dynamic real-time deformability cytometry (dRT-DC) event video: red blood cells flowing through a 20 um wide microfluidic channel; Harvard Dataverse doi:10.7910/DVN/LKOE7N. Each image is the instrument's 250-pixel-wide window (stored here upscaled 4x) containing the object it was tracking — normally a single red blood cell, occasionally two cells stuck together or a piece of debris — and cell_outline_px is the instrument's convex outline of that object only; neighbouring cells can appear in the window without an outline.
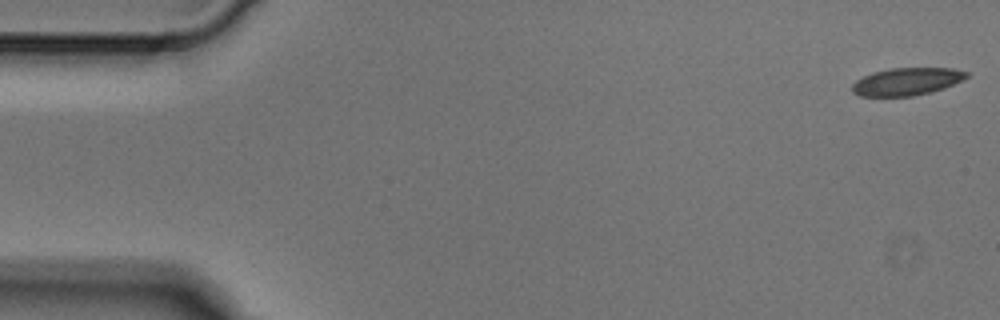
{"species": "Egyptian fruit bat (a non-hibernating species)", "species_latin": "Rousettus aegyptiacus", "temperature_condition": "cold", "stored_images_in_passage": 5, "camera_frame_rate_fps": 3000, "um_per_image_px": 0.085, "animal": {"sex": "male"}, "frame": {"image": 1, "passage_image": 1, "time_ms": 0.0, "image_size_px": [1000, 320], "cell_outline_px": [[968, 76], [944, 88], [932, 92], [912, 96], [860, 96], [852, 92], [852, 84], [856, 80], [872, 72], [892, 68], [952, 68], [968, 72]], "centroid_in_image_um": [77.05, 6.93], "position_along_channel_um": 8.0, "area_um2": 18.26}}
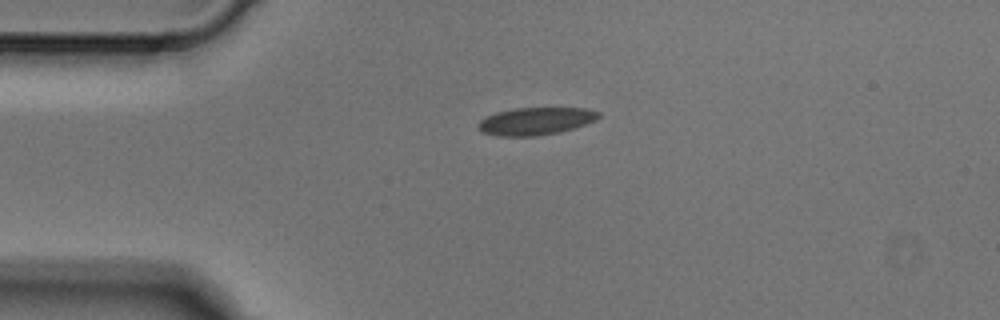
{"frame": {"image": 2, "passage_image": 4, "time_ms": 1.0, "image_size_px": [1000, 320], "cell_outline_px": [[600, 116], [596, 120], [560, 132], [536, 136], [496, 136], [480, 132], [480, 120], [496, 112], [516, 108], [584, 108], [600, 112]], "centroid_in_image_um": [45.53, 10.3], "position_along_channel_um": 39.5, "area_um2": 19.13}}